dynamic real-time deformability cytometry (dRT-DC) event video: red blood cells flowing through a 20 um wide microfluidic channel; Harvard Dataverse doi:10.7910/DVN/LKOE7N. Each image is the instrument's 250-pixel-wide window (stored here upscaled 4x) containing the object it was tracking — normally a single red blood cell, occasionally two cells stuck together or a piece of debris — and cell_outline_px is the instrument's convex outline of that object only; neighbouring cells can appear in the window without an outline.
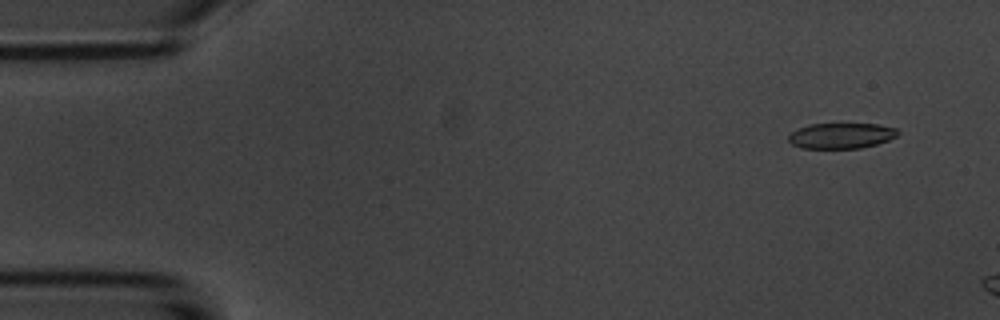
{"species": "common noctule bat (a hibernating species)", "species_latin": "Nyctalus noctula", "temperature_condition": "room temperature", "stored_images_in_passage": 4, "camera_frame_rate_fps": 3000, "um_per_image_px": 0.085, "animal": {"sex": "male", "body_mass_g": 20.1, "forearm_length_mm": 53.5}, "frame": {"image": 1, "passage_image": 1, "time_ms": 0.0, "image_size_px": [1000, 320], "cell_outline_px": [[900, 132], [896, 136], [888, 140], [876, 144], [860, 148], [800, 148], [792, 144], [788, 140], [788, 136], [796, 128], [808, 124], [876, 124], [896, 128]], "centroid_in_image_um": [71.47, 11.53], "position_along_channel_um": 13.5, "area_um2": 16.3}}